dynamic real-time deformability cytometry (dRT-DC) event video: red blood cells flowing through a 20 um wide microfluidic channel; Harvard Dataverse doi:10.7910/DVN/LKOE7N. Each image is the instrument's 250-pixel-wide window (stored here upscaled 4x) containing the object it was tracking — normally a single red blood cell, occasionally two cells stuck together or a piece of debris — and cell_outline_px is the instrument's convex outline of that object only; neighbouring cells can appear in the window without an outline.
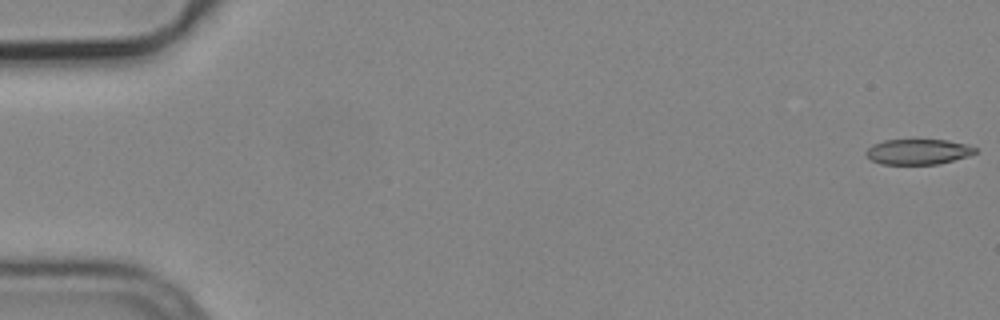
{"species": "common noctule bat (a hibernating species)", "species_latin": "Nyctalus noctula", "temperature_condition": "cold", "stored_images_in_passage": 7, "camera_frame_rate_fps": 3000, "um_per_image_px": 0.085, "animal": {"sex": "male", "body_mass_g": 19.2, "forearm_length_mm": 51.8}, "frame": {"image": 1, "passage_image": 1, "time_ms": 0.0, "image_size_px": [1000, 320], "cell_outline_px": [[976, 152], [968, 156], [940, 164], [880, 164], [872, 160], [864, 152], [872, 144], [884, 140], [948, 140], [968, 144], [976, 148]], "centroid_in_image_um": [78.04, 12.89], "position_along_channel_um": 7.0, "area_um2": 16.18}}
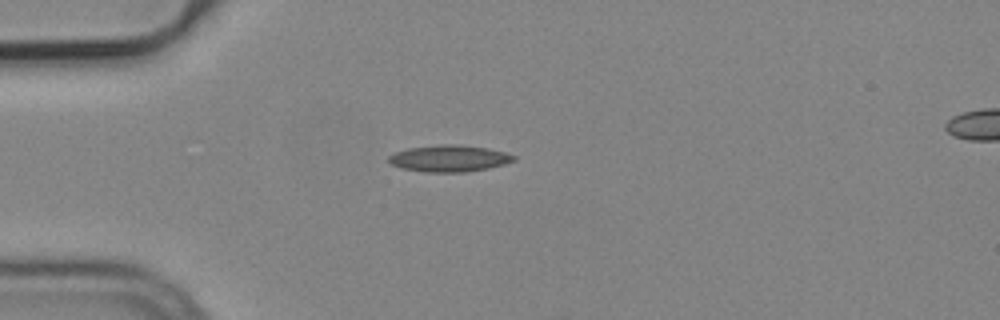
{"frame": {"image": 2, "passage_image": 5, "time_ms": 1.333, "image_size_px": [1000, 320], "cell_outline_px": [[516, 160], [504, 164], [488, 168], [464, 172], [424, 172], [400, 168], [392, 164], [388, 160], [388, 156], [396, 152], [408, 148], [440, 144], [456, 144], [488, 148], [504, 152], [516, 156]], "centroid_in_image_um": [38.18, 13.46], "position_along_channel_um": 46.8, "area_um2": 19.42}}
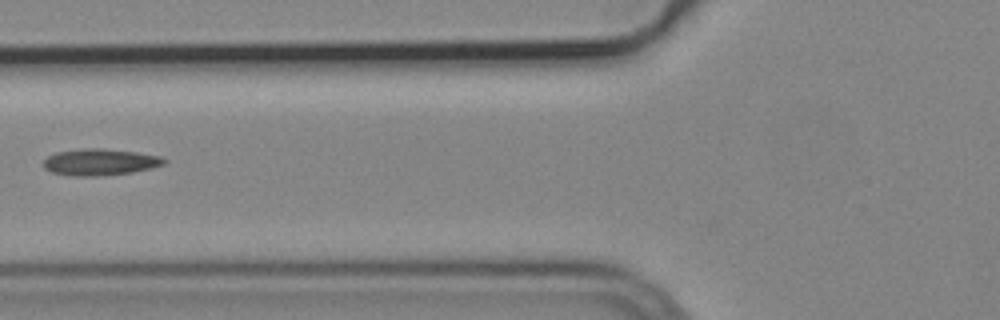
{"frame": {"image": 3, "passage_image": 7, "time_ms": 2.0, "image_size_px": [1000, 320], "cell_outline_px": [[168, 160], [164, 164], [152, 168], [132, 172], [96, 176], [72, 176], [52, 172], [44, 168], [44, 160], [48, 156], [56, 152], [88, 148], [104, 148], [136, 152], [160, 156]], "centroid_in_image_um": [8.51, 13.77], "position_along_channel_um": 117.3, "area_um2": 18.61}}